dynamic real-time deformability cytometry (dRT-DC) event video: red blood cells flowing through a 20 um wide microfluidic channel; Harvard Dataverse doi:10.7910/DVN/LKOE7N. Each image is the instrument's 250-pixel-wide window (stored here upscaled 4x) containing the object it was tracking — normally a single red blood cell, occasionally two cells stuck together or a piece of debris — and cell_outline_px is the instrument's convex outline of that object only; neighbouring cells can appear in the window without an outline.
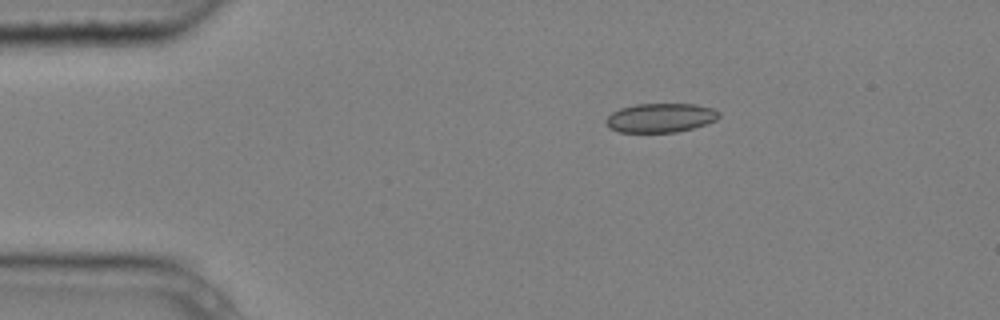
{"species": "common noctule bat (a hibernating species)", "species_latin": "Nyctalus noctula", "temperature_condition": "cold", "stored_images_in_passage": 2, "camera_frame_rate_fps": 3000, "um_per_image_px": 0.085, "animal": {"sex": "male", "body_mass_g": 20.4}, "frame": {"image": 1, "passage_image": 1, "time_ms": 0.0, "image_size_px": [1000, 320], "cell_outline_px": [[720, 116], [716, 120], [692, 128], [676, 132], [620, 132], [608, 128], [604, 120], [612, 112], [620, 108], [636, 104], [696, 104], [712, 108], [720, 112]], "centroid_in_image_um": [56.12, 10.01], "position_along_channel_um": 28.9, "area_um2": 19.19}}